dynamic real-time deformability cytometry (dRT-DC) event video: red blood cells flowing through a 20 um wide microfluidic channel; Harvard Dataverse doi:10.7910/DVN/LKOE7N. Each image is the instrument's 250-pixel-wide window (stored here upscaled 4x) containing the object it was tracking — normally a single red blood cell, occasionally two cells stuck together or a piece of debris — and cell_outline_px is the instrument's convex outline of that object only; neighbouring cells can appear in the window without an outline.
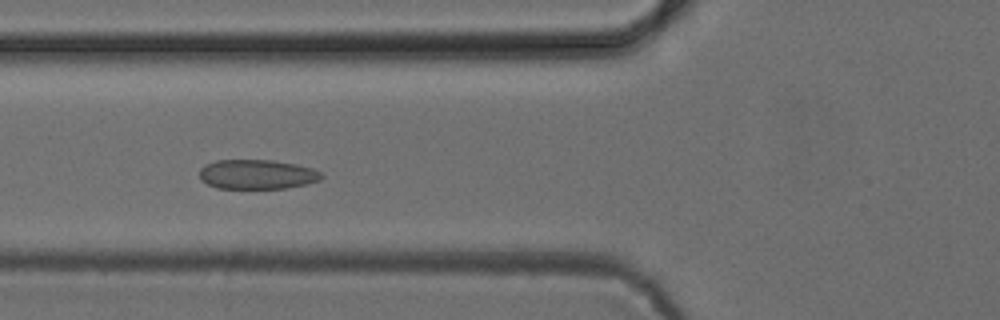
{"species": "common noctule bat (a hibernating species)", "species_latin": "Nyctalus noctula", "temperature_condition": "cold", "stored_images_in_passage": 40, "camera_frame_rate_fps": 3000, "um_per_image_px": 0.085, "animal": {"sex": "female", "body_mass_g": 24.6, "forearm_length_mm": 56.2}, "frame": {"image": 1, "passage_image": 8, "time_ms": 2.333, "image_size_px": [1000, 320], "cell_outline_px": [[324, 176], [320, 180], [308, 184], [284, 188], [216, 188], [200, 180], [200, 168], [204, 164], [216, 160], [272, 160], [296, 164], [312, 168], [320, 172]], "centroid_in_image_um": [21.84, 14.81], "position_along_channel_um": 104.0, "area_um2": 21.1}}
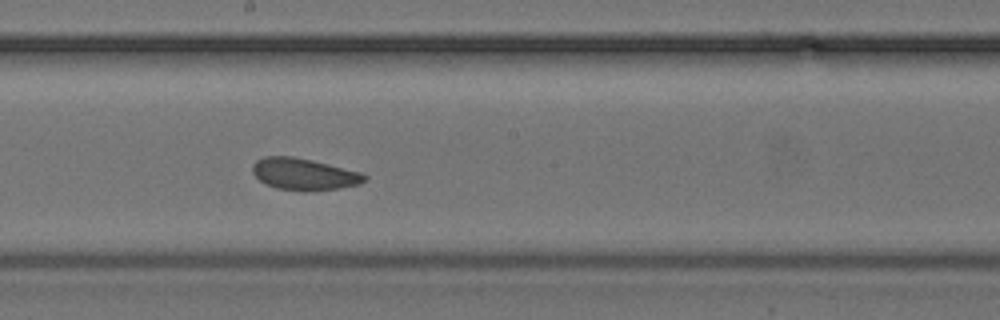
{"frame": {"image": 2, "passage_image": 17, "time_ms": 5.333, "image_size_px": [1000, 320], "cell_outline_px": [[368, 180], [360, 184], [340, 188], [304, 192], [276, 188], [264, 184], [252, 172], [252, 164], [256, 160], [264, 156], [292, 156], [312, 160], [360, 172], [368, 176]], "centroid_in_image_um": [25.83, 14.81], "position_along_channel_um": 222.4, "area_um2": 20.98}}
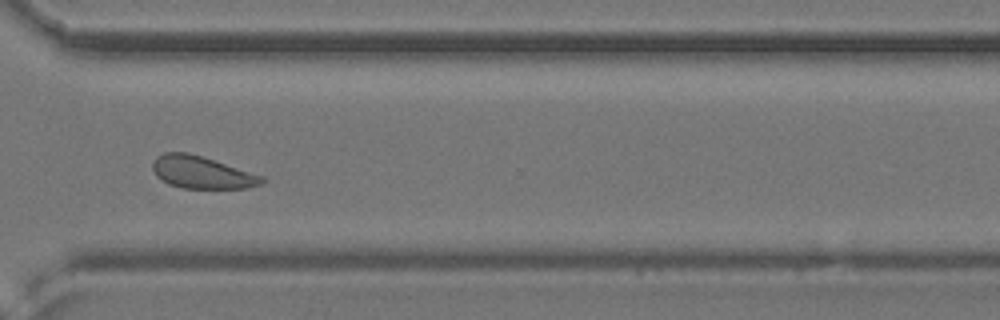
{"frame": {"image": 3, "passage_image": 27, "time_ms": 8.667, "image_size_px": [1000, 320], "cell_outline_px": [[268, 180], [260, 184], [248, 188], [184, 188], [168, 184], [156, 176], [152, 168], [152, 164], [156, 156], [164, 152], [188, 152], [264, 176]], "centroid_in_image_um": [17.15, 14.65], "position_along_channel_um": 353.5, "area_um2": 20.58}}